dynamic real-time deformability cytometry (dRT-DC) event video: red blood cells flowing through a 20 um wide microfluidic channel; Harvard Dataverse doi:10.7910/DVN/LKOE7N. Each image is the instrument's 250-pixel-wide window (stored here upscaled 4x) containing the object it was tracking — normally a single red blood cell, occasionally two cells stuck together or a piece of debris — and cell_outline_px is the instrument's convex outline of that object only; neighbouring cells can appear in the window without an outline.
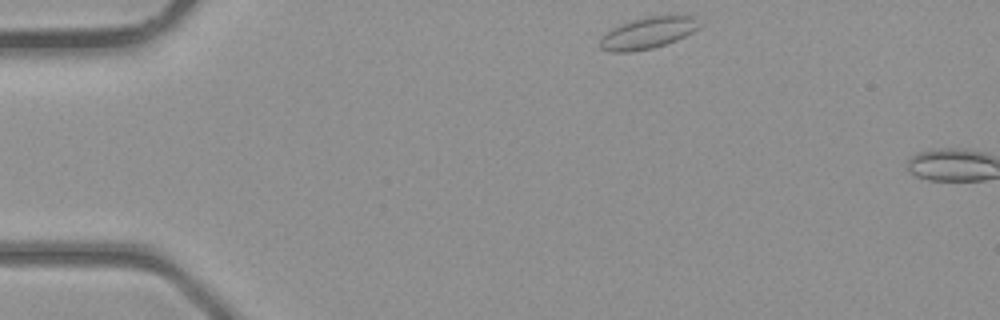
{"species": "common noctule bat (a hibernating species)", "species_latin": "Nyctalus noctula", "temperature_condition": "room temperature", "stored_images_in_passage": 2, "camera_frame_rate_fps": 3000, "um_per_image_px": 0.085, "animal": {"sex": "male", "body_mass_g": 23.1, "forearm_length_mm": 52.7}, "frame": {"image": 1, "passage_image": 1, "time_ms": 0.0, "image_size_px": [1000, 320], "cell_outline_px": [[700, 28], [676, 40], [652, 48], [632, 52], [608, 52], [600, 48], [600, 40], [612, 28], [620, 24], [644, 16], [696, 16]], "centroid_in_image_um": [55.05, 2.8], "position_along_channel_um": 29.9, "area_um2": 18.09}}